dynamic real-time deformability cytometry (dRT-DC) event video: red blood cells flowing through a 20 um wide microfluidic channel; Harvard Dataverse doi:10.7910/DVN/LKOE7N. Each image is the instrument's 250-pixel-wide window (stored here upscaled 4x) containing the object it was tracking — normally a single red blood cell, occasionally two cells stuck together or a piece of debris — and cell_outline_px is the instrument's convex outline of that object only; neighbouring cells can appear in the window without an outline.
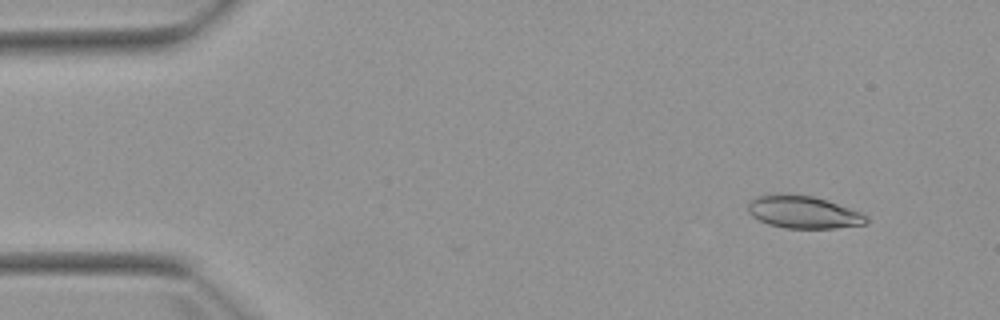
{"species": "Egyptian fruit bat (a non-hibernating species)", "species_latin": "Rousettus aegyptiacus", "temperature_condition": "warm", "stored_images_in_passage": 5, "camera_frame_rate_fps": 3000, "um_per_image_px": 0.085, "animal": {"sex": "female"}, "frame": {"image": 1, "passage_image": 2, "time_ms": 1.333, "image_size_px": [1000, 320], "cell_outline_px": [[868, 224], [836, 228], [784, 228], [768, 224], [752, 216], [748, 212], [748, 200], [756, 196], [780, 192], [784, 192], [812, 196], [860, 212], [868, 216]], "centroid_in_image_um": [68.23, 18.02], "position_along_channel_um": 16.8, "area_um2": 22.66}}
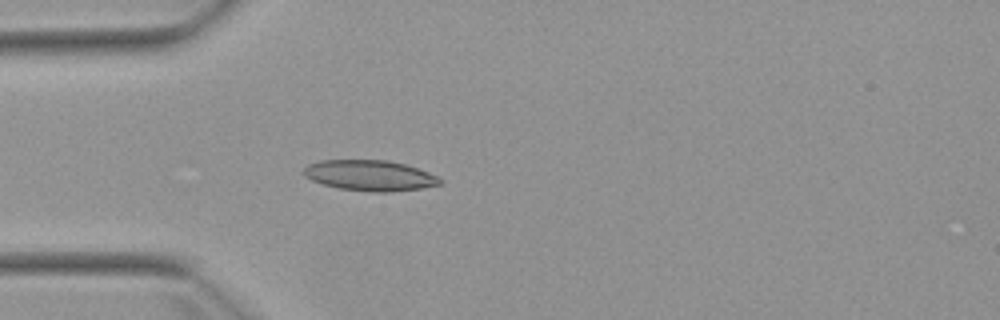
{"frame": {"image": 2, "passage_image": 5, "time_ms": 4.667, "image_size_px": [1000, 320], "cell_outline_px": [[444, 184], [420, 188], [392, 192], [372, 192], [340, 188], [324, 184], [312, 180], [304, 176], [300, 172], [308, 164], [320, 160], [388, 160], [404, 164], [428, 172], [444, 180]], "centroid_in_image_um": [31.43, 14.91], "position_along_channel_um": 53.6, "area_um2": 24.39}}